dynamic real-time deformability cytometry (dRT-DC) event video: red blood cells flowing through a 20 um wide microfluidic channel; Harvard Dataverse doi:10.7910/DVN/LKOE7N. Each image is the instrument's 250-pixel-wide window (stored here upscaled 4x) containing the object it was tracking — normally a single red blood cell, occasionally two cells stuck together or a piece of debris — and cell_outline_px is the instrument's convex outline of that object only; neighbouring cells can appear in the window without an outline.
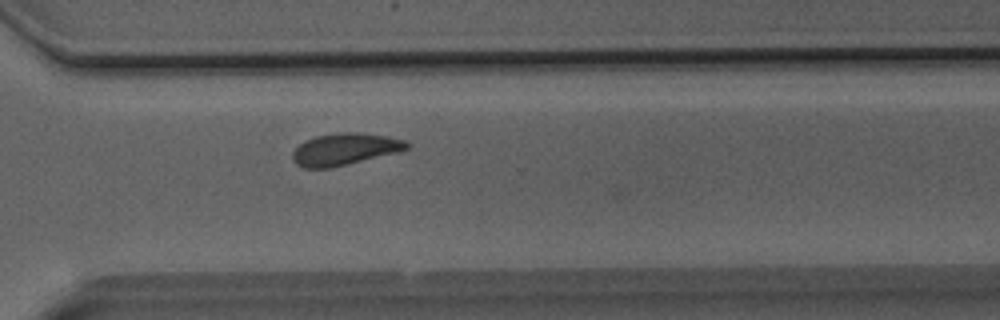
{"species": "Egyptian fruit bat (a non-hibernating species)", "species_latin": "Rousettus aegyptiacus", "temperature_condition": "room temperature", "stored_images_in_passage": 17, "camera_frame_rate_fps": 3000, "um_per_image_px": 0.085, "animal": {"sex": "male"}, "frame": {"image": 1, "passage_image": 14, "time_ms": 4.333, "image_size_px": [1000, 320], "cell_outline_px": [[412, 144], [408, 148], [396, 152], [348, 164], [328, 168], [304, 168], [296, 164], [292, 160], [292, 152], [304, 140], [316, 136], [340, 132], [356, 132], [384, 136], [404, 140]], "centroid_in_image_um": [29.26, 12.68], "position_along_channel_um": 341.3, "area_um2": 21.04}}